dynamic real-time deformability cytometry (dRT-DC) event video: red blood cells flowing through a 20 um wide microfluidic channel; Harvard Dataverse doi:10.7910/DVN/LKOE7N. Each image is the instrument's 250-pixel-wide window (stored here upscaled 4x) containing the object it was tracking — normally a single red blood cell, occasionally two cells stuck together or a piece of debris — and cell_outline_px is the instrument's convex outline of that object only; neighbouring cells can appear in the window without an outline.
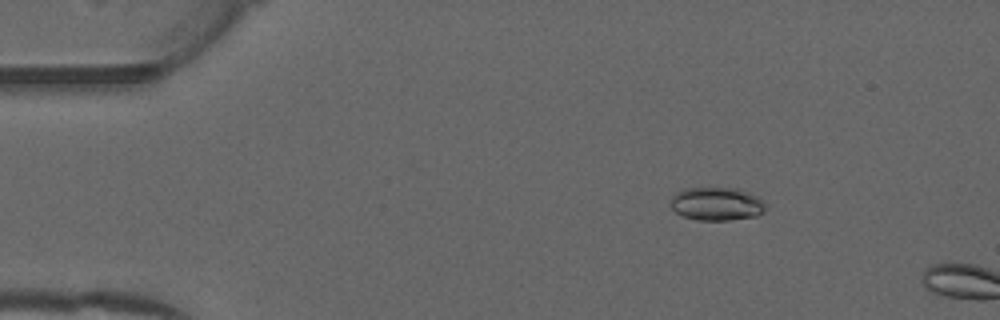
{"species": "common noctule bat (a hibernating species)", "species_latin": "Nyctalus noctula", "temperature_condition": "warm", "stored_images_in_passage": 8, "camera_frame_rate_fps": 3000, "um_per_image_px": 0.085, "animal": {"sex": "male", "forearm_length_mm": 52.5}, "frame": {"image": 1, "passage_image": 6, "time_ms": 1.667, "image_size_px": [1000, 320], "cell_outline_px": [[764, 212], [756, 216], [728, 220], [696, 220], [684, 216], [676, 212], [672, 208], [672, 200], [676, 192], [684, 188], [736, 188], [748, 192], [764, 200]], "centroid_in_image_um": [60.93, 17.33], "position_along_channel_um": 24.1, "area_um2": 18.26}}